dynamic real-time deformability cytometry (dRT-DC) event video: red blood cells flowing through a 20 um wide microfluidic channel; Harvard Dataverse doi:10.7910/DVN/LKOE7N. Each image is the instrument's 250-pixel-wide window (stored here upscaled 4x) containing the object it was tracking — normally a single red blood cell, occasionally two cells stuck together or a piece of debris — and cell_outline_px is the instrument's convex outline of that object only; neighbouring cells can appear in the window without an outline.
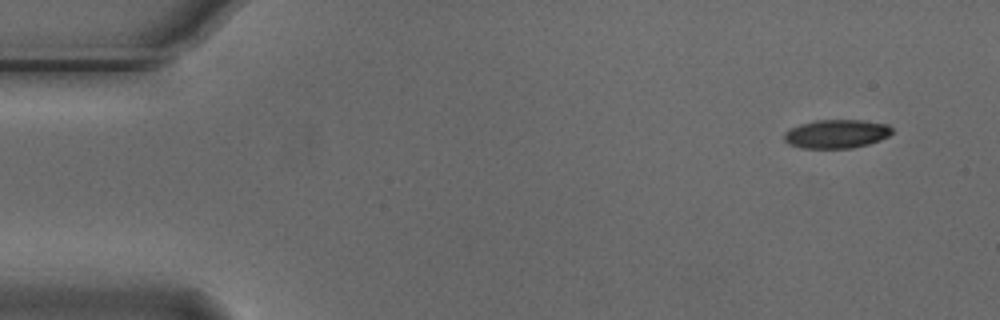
{"species": "Egyptian fruit bat (a non-hibernating species)", "species_latin": "Rousettus aegyptiacus", "temperature_condition": "cold", "stored_images_in_passage": 4, "camera_frame_rate_fps": 3000, "um_per_image_px": 0.085, "animal": {"sex": "male"}, "frame": {"image": 1, "passage_image": 1, "time_ms": 0.0, "image_size_px": [1000, 320], "cell_outline_px": [[892, 132], [888, 136], [880, 140], [868, 144], [852, 148], [800, 148], [788, 144], [784, 140], [784, 132], [788, 128], [800, 124], [816, 120], [860, 120], [888, 124], [892, 128]], "centroid_in_image_um": [71.07, 11.38], "position_along_channel_um": 13.9, "area_um2": 18.15}}
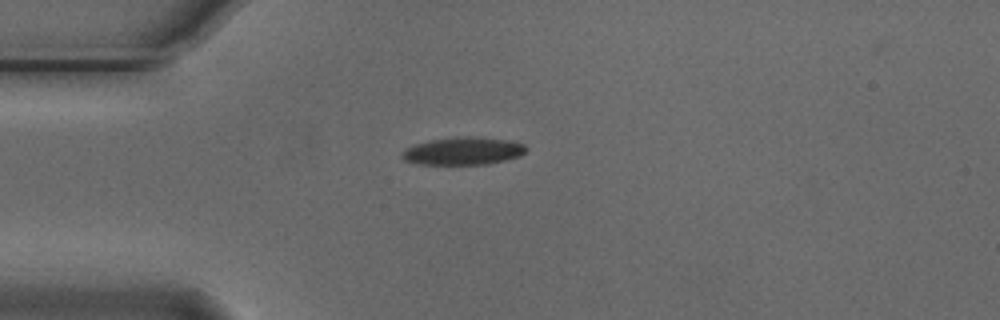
{"frame": {"image": 2, "passage_image": 4, "time_ms": 1.0, "image_size_px": [1000, 320], "cell_outline_px": [[528, 148], [520, 156], [488, 164], [420, 164], [404, 160], [400, 156], [400, 152], [404, 148], [412, 144], [428, 140], [456, 136], [472, 136], [504, 140], [524, 144]], "centroid_in_image_um": [39.29, 12.83], "position_along_channel_um": 45.7, "area_um2": 20.17}}